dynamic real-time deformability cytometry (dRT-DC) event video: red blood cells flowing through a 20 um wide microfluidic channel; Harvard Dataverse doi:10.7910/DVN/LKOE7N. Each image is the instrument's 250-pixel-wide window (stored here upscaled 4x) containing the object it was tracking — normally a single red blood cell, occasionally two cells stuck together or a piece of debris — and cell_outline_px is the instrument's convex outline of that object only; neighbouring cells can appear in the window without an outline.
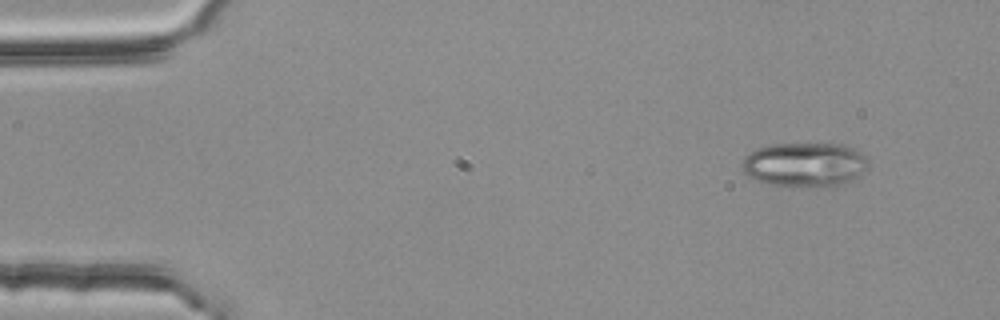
{"species": "common noctule bat (a hibernating species)", "species_latin": "Nyctalus noctula", "temperature_condition": "room temperature", "stored_images_in_passage": 16, "camera_frame_rate_fps": 3000, "um_per_image_px": 0.085, "animal": {"sex": "female", "body_mass_g": 25.1}, "frame": {"image": 1, "passage_image": 1, "time_ms": 0.0, "image_size_px": [1000, 320], "cell_outline_px": [[868, 164], [864, 172], [836, 188], [820, 188], [768, 184], [756, 180], [748, 176], [740, 168], [740, 164], [744, 156], [756, 148], [772, 144], [844, 144], [852, 148], [864, 156], [868, 160]], "centroid_in_image_um": [68.37, 14.01], "position_along_channel_um": 16.6, "area_um2": 33.12}}